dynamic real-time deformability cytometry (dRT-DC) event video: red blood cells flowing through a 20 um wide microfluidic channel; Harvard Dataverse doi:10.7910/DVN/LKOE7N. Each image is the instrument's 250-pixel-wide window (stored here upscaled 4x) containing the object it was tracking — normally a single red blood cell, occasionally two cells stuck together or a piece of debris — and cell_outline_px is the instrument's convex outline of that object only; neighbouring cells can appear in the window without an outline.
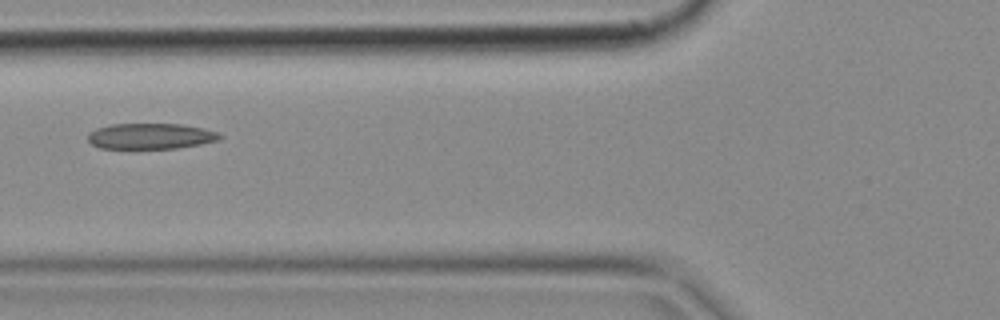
{"species": "common noctule bat (a hibernating species)", "species_latin": "Nyctalus noctula", "temperature_condition": "cold", "stored_images_in_passage": 3, "camera_frame_rate_fps": 3000, "um_per_image_px": 0.085, "animal": {"sex": "female", "body_mass_g": 18.4}, "frame": {"image": 1, "passage_image": 2, "time_ms": 0.333, "image_size_px": [1000, 320], "cell_outline_px": [[224, 136], [220, 140], [200, 144], [176, 148], [100, 148], [92, 144], [88, 140], [88, 132], [96, 128], [112, 124], [184, 124], [204, 128], [216, 132]], "centroid_in_image_um": [12.82, 11.56], "position_along_channel_um": 113.0, "area_um2": 19.83}}
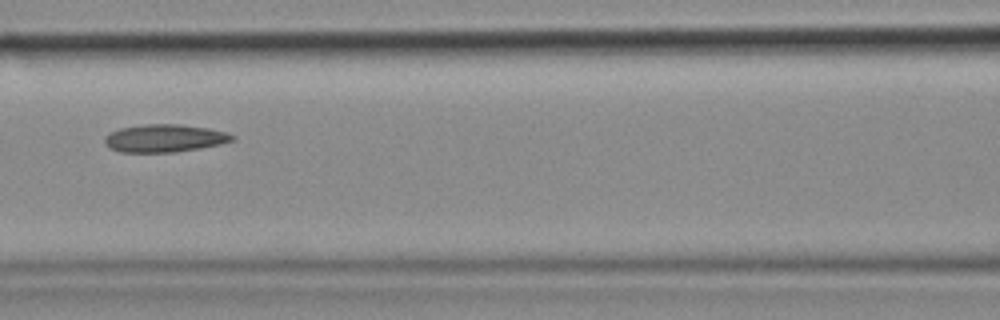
{"frame": {"image": 2, "passage_image": 3, "time_ms": 0.667, "image_size_px": [1000, 320], "cell_outline_px": [[236, 140], [220, 144], [200, 148], [176, 152], [120, 152], [108, 148], [104, 144], [104, 136], [120, 128], [144, 124], [180, 124], [208, 128], [224, 132], [236, 136]], "centroid_in_image_um": [13.97, 11.75], "position_along_channel_um": 152.6, "area_um2": 20.75}}